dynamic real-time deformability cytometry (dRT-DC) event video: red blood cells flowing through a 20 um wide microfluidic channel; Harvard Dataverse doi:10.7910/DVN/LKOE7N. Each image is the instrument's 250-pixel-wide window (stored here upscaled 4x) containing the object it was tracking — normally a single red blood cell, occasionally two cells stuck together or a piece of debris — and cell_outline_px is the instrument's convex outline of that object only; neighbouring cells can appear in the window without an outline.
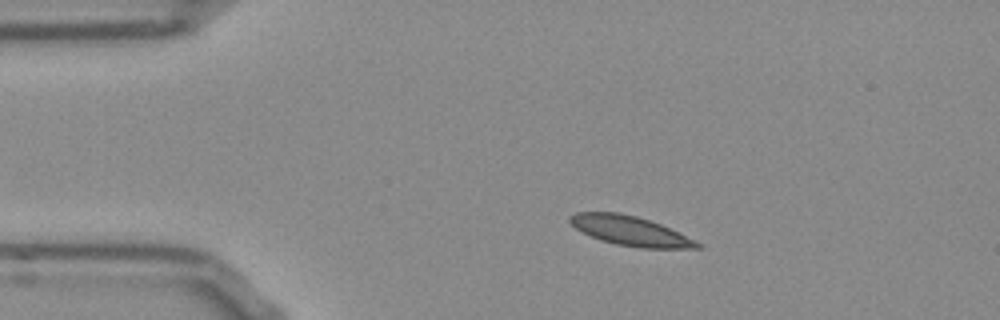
{"species": "Egyptian fruit bat (a non-hibernating species)", "species_latin": "Rousettus aegyptiacus", "temperature_condition": "room temperature", "stored_images_in_passage": 44, "camera_frame_rate_fps": 3000, "um_per_image_px": 0.085, "frame": {"image": 1, "passage_image": 1, "time_ms": 0.0, "image_size_px": [1000, 320], "cell_outline_px": [[704, 244], [700, 248], [640, 248], [616, 244], [600, 240], [576, 228], [568, 220], [568, 216], [576, 212], [616, 212], [636, 216], [660, 224]], "centroid_in_image_um": [53.57, 19.62], "position_along_channel_um": 31.4, "area_um2": 21.68}}
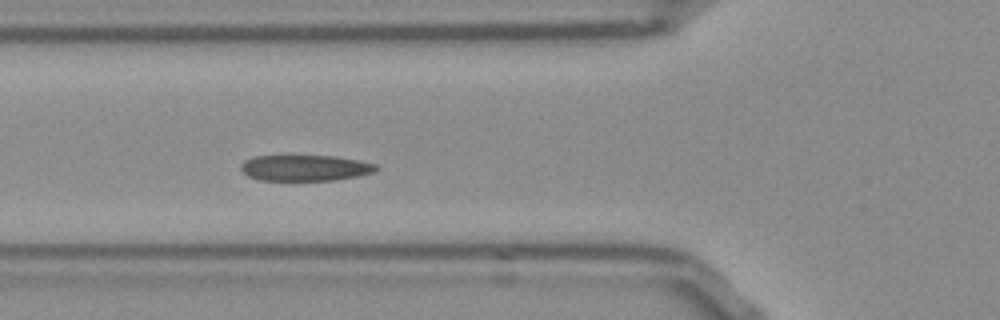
{"frame": {"image": 2, "passage_image": 10, "time_ms": 3.0, "image_size_px": [1000, 320], "cell_outline_px": [[380, 168], [372, 172], [356, 176], [332, 180], [260, 180], [248, 176], [240, 168], [240, 164], [244, 160], [252, 156], [336, 156], [360, 160], [376, 164]], "centroid_in_image_um": [25.91, 14.26], "position_along_channel_um": 99.9, "area_um2": 20.4}}
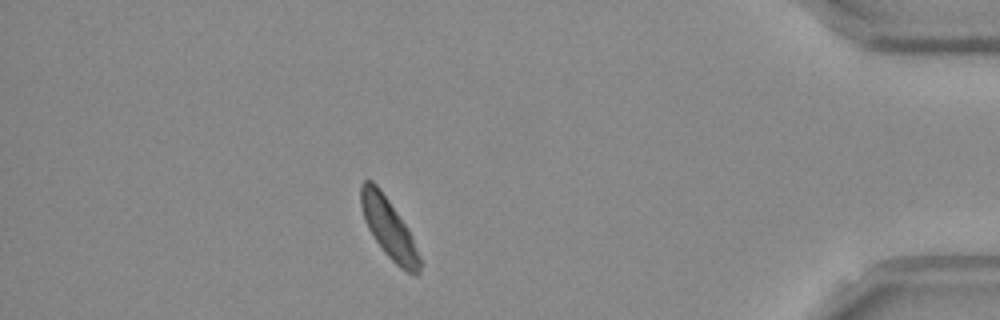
{"frame": {"image": 3, "passage_image": 38, "time_ms": 12.333, "image_size_px": [1000, 320], "cell_outline_px": [[420, 272], [416, 276], [400, 268], [384, 252], [368, 228], [360, 204], [360, 184], [364, 180], [372, 180], [380, 188], [408, 228], [412, 236], [420, 256]], "centroid_in_image_um": [33.05, 19.39], "position_along_channel_um": 402.2, "area_um2": 20.35}, "authors_computed_cell_mechanics": {"area_um2": 21.1548, "velocity_mm_per_s": 3.7414, "shape_relaxation_time_tau1_ms": 3.2312, "shape_relaxation_time_tau2_ms": 1.5496, "deformation_change_tau1": 0.1025, "deformation_change_tau2": 0.0479}}